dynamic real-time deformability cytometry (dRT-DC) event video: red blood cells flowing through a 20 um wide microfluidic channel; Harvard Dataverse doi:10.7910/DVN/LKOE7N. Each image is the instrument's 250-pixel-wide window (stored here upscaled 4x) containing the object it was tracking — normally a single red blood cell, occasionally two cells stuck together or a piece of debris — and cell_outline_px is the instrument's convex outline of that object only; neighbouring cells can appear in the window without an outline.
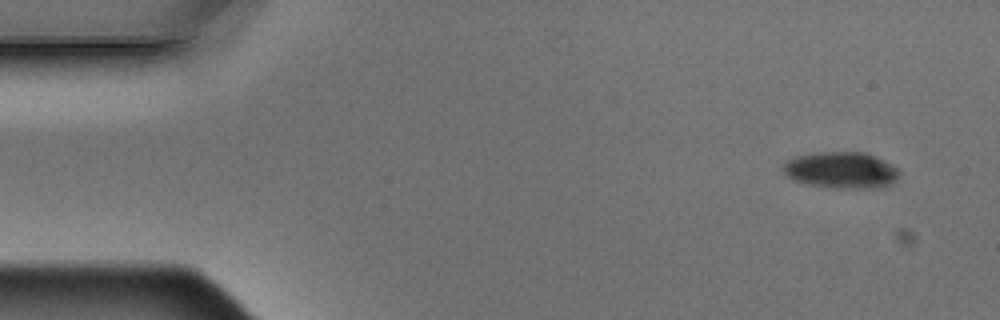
{"species": "Egyptian fruit bat (a non-hibernating species)", "species_latin": "Rousettus aegyptiacus", "temperature_condition": "warm", "stored_images_in_passage": 6, "camera_frame_rate_fps": 3000, "um_per_image_px": 0.085, "animal": {"sex": "male"}, "frame": {"image": 1, "passage_image": 1, "time_ms": 0.0, "image_size_px": [1000, 320], "cell_outline_px": [[900, 172], [896, 180], [892, 184], [880, 188], [832, 188], [808, 184], [796, 180], [788, 176], [780, 168], [788, 160], [796, 156], [820, 152], [864, 152], [896, 168]], "centroid_in_image_um": [71.49, 14.48], "position_along_channel_um": 13.5, "area_um2": 24.39}}
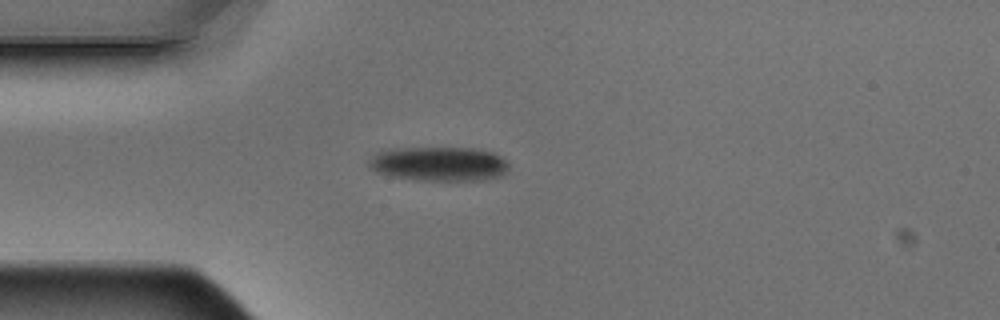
{"frame": {"image": 2, "passage_image": 4, "time_ms": 1.0, "image_size_px": [1000, 320], "cell_outline_px": [[508, 168], [500, 176], [488, 180], [412, 180], [388, 176], [376, 172], [368, 168], [368, 160], [376, 152], [388, 148], [476, 148], [492, 152], [500, 156], [508, 164]], "centroid_in_image_um": [37.24, 13.93], "position_along_channel_um": 47.8, "area_um2": 28.38}}
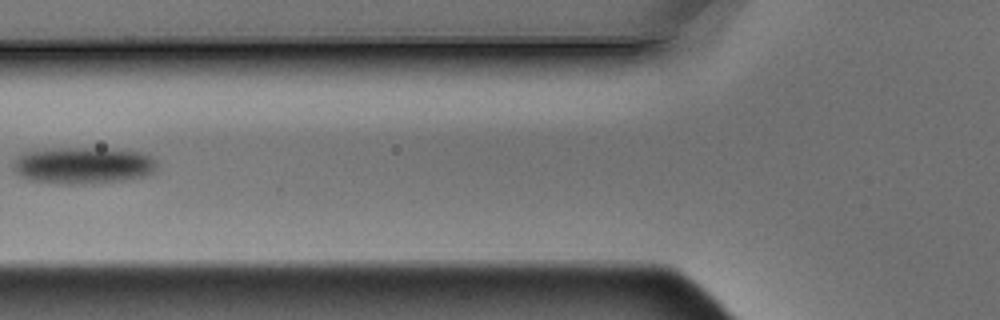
{"frame": {"image": 3, "passage_image": 6, "time_ms": 1.667, "image_size_px": [1000, 320], "cell_outline_px": [[156, 168], [152, 172], [144, 176], [124, 180], [92, 184], [64, 184], [28, 180], [20, 176], [12, 168], [16, 160], [24, 152], [60, 148], [100, 148], [140, 152], [156, 160]], "centroid_in_image_um": [7.06, 14.07], "position_along_channel_um": 118.7, "area_um2": 30.63}}